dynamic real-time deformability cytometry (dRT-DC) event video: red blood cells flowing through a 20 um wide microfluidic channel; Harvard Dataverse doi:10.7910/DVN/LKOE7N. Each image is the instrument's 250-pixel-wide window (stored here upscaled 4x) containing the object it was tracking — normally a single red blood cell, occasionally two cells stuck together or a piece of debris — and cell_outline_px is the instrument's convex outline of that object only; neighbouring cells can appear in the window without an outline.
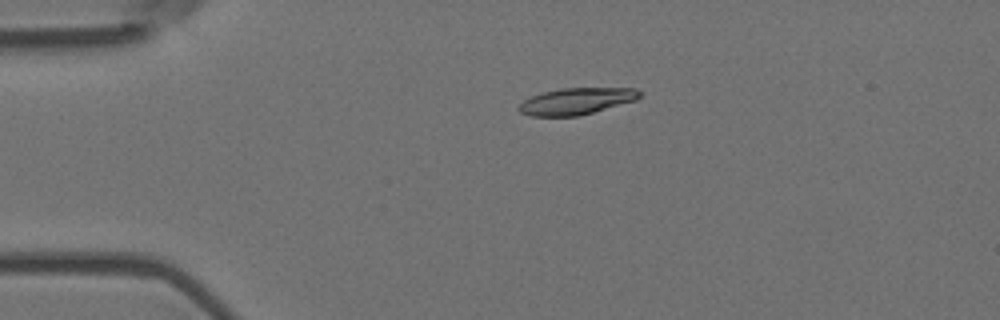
{"species": "Egyptian fruit bat (a non-hibernating species)", "species_latin": "Rousettus aegyptiacus", "temperature_condition": "room temperature", "stored_images_in_passage": 44, "camera_frame_rate_fps": 3000, "um_per_image_px": 0.085, "animal": {"sex": "female"}, "frame": {"image": 1, "passage_image": 1, "time_ms": 0.0, "image_size_px": [1000, 320], "cell_outline_px": [[640, 96], [636, 100], [580, 116], [532, 116], [520, 112], [516, 108], [524, 100], [540, 92], [560, 88], [636, 88], [640, 92]], "centroid_in_image_um": [48.97, 8.6], "position_along_channel_um": 36.0, "area_um2": 18.79}}
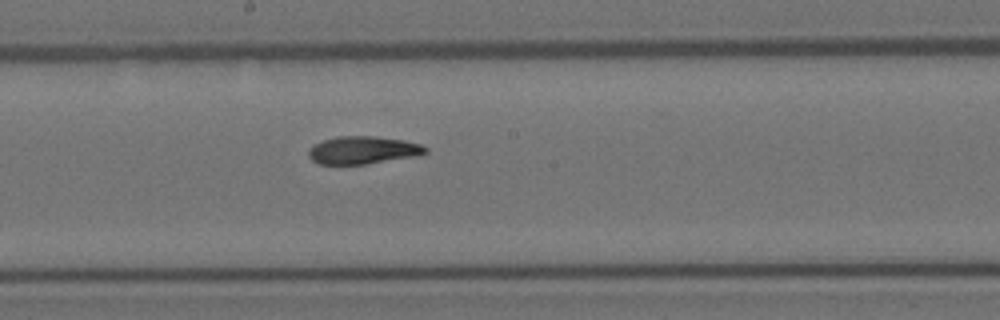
{"frame": {"image": 2, "passage_image": 19, "time_ms": 6.0, "image_size_px": [1000, 320], "cell_outline_px": [[428, 152], [416, 156], [364, 164], [320, 164], [312, 160], [308, 156], [308, 148], [312, 144], [336, 136], [376, 136], [404, 140], [420, 144], [428, 148]], "centroid_in_image_um": [30.83, 12.75], "position_along_channel_um": 217.4, "area_um2": 18.96}}
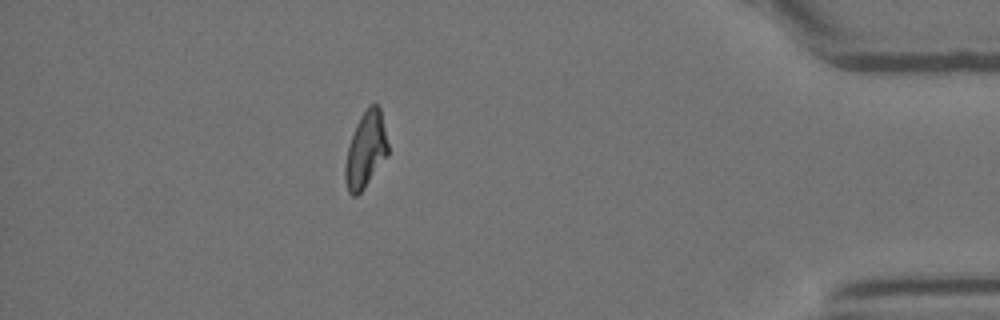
{"frame": {"image": 3, "passage_image": 38, "time_ms": 12.333, "image_size_px": [1000, 320], "cell_outline_px": [[388, 156], [364, 188], [356, 196], [352, 196], [348, 192], [344, 176], [344, 168], [348, 148], [356, 124], [360, 116], [368, 104], [376, 104], [380, 108], [388, 144]], "centroid_in_image_um": [31.09, 12.75], "position_along_channel_um": 404.1, "area_um2": 18.9}, "authors_computed_cell_mechanics": {"area_um2": 19.1896, "velocity_mm_per_s": 3.6591, "shape_relaxation_time_tau1_ms": 7.6846, "shape_relaxation_time_tau2_ms": 3.2661, "deformation_change_tau1": 0.2154, "deformation_change_tau2": 0.097}}